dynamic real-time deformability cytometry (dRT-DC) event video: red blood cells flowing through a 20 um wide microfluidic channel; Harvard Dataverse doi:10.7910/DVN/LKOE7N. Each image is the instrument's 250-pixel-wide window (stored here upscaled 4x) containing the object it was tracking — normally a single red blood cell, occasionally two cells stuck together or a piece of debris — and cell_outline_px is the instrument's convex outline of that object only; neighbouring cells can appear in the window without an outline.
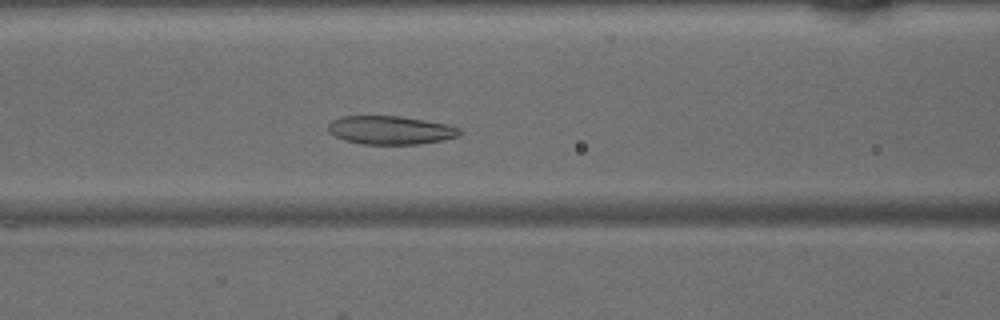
{"species": "common noctule bat (a hibernating species)", "species_latin": "Nyctalus noctula", "temperature_condition": "warm", "stored_images_in_passage": 49, "camera_frame_rate_fps": 3000, "um_per_image_px": 0.085, "animal": {"sex": "male", "body_mass_g": 15.6}, "frame": {"image": 1, "passage_image": 21, "time_ms": 6.667, "image_size_px": [1000, 320], "cell_outline_px": [[464, 132], [456, 136], [444, 140], [420, 144], [364, 144], [344, 140], [328, 132], [328, 124], [332, 120], [340, 116], [400, 116], [448, 124], [460, 128]], "centroid_in_image_um": [33.2, 11.06], "position_along_channel_um": 133.4, "area_um2": 21.91}}
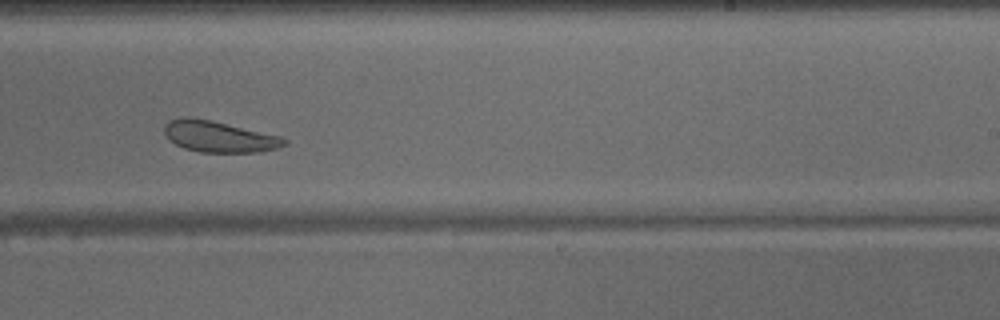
{"frame": {"image": 2, "passage_image": 31, "time_ms": 10.0, "image_size_px": [1000, 320], "cell_outline_px": [[288, 144], [276, 148], [260, 152], [200, 152], [184, 148], [168, 140], [164, 132], [164, 124], [168, 120], [184, 116], [188, 116], [208, 120], [280, 136], [288, 140]], "centroid_in_image_um": [18.57, 11.61], "position_along_channel_um": 270.4, "area_um2": 21.68}}
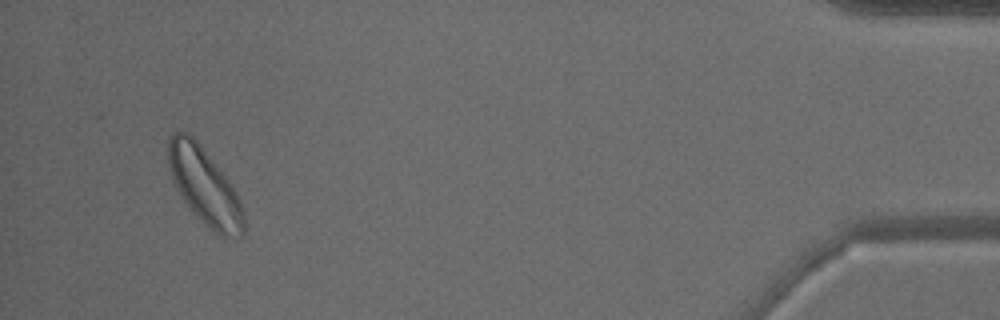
{"frame": {"image": 3, "passage_image": 47, "time_ms": 15.333, "image_size_px": [1000, 320], "cell_outline_px": [[244, 236], [236, 240], [216, 236], [188, 208], [176, 188], [172, 180], [168, 164], [168, 140], [172, 132], [188, 132], [196, 140], [232, 184], [244, 208]], "centroid_in_image_um": [17.41, 15.92], "position_along_channel_um": 417.8, "area_um2": 34.33}}